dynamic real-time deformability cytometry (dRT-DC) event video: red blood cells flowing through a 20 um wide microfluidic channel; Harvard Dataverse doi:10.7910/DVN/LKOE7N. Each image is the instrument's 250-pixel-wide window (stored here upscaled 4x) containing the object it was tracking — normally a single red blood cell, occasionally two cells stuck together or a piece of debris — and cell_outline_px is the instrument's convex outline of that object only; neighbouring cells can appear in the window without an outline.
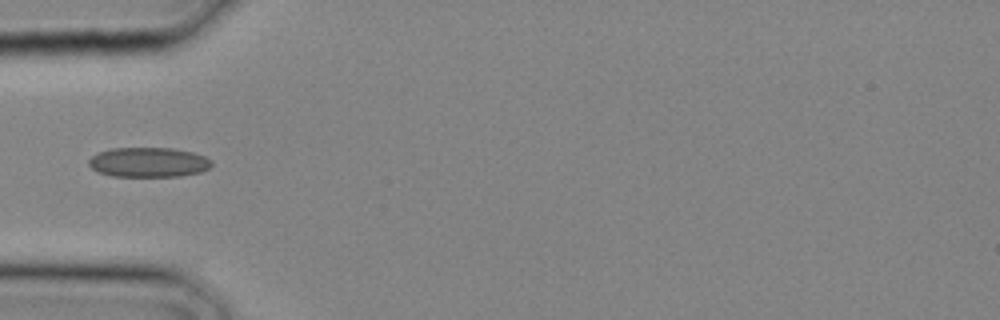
{"species": "common noctule bat (a hibernating species)", "species_latin": "Nyctalus noctula", "temperature_condition": "cold", "stored_images_in_passage": 12, "camera_frame_rate_fps": 3000, "um_per_image_px": 0.085, "animal": {"sex": "male", "body_mass_g": 20.4}, "frame": {"image": 1, "passage_image": 9, "time_ms": 2.667, "image_size_px": [1000, 320], "cell_outline_px": [[212, 164], [208, 168], [200, 172], [180, 176], [112, 176], [96, 172], [88, 164], [88, 160], [92, 156], [100, 152], [112, 148], [172, 148], [192, 152], [204, 156], [212, 160]], "centroid_in_image_um": [12.61, 13.79], "position_along_channel_um": 72.4, "area_um2": 21.27}}
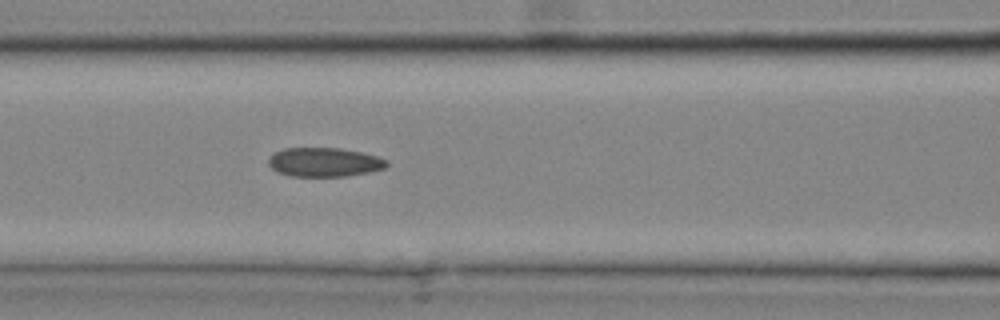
{"frame": {"image": 2, "passage_image": 12, "time_ms": 3.667, "image_size_px": [1000, 320], "cell_outline_px": [[388, 164], [384, 168], [368, 172], [344, 176], [292, 176], [276, 172], [268, 164], [268, 156], [272, 152], [284, 148], [340, 148], [360, 152], [376, 156], [388, 160]], "centroid_in_image_um": [27.5, 13.77], "position_along_channel_um": 139.1, "area_um2": 20.06}}